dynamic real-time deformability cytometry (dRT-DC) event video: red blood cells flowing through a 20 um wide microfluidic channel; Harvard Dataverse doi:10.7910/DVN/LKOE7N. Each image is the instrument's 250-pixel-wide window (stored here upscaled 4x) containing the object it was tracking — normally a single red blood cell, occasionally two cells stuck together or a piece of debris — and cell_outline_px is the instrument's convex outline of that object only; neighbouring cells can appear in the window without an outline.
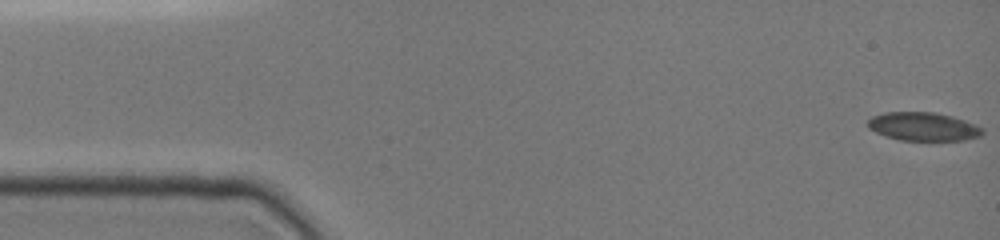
{"species": "common noctule bat (a hibernating species)", "species_latin": "Nyctalus noctula", "temperature_condition": "cold", "stored_images_in_passage": 8, "camera_frame_rate_fps": 3000, "um_per_image_px": 0.085, "animal": {"sex": "female", "body_mass_g": 19.0, "forearm_length_mm": 51.5}, "frame": {"image": 1, "passage_image": 1, "time_ms": 0.0, "image_size_px": [1000, 240], "cell_outline_px": [[984, 132], [980, 136], [964, 140], [900, 140], [876, 132], [868, 128], [868, 120], [872, 116], [884, 112], [936, 112], [952, 116], [976, 124], [984, 128]], "centroid_in_image_um": [78.5, 10.75], "position_along_channel_um": 6.5, "area_um2": 19.02}}
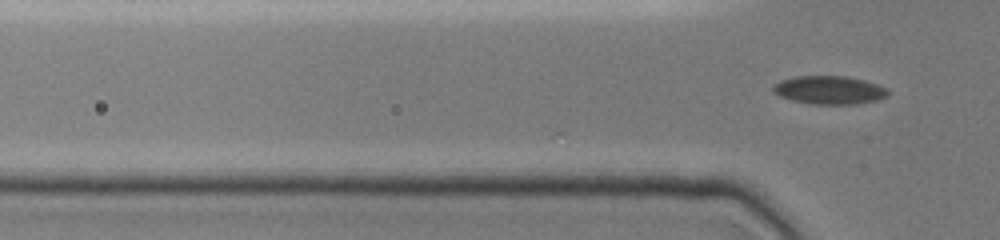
{"frame": {"image": 2, "passage_image": 8, "time_ms": 4.333, "image_size_px": [1000, 240], "cell_outline_px": [[888, 96], [880, 100], [856, 104], [812, 104], [792, 100], [780, 96], [772, 92], [772, 84], [780, 80], [796, 76], [848, 76], [864, 80], [876, 84], [884, 88], [888, 92]], "centroid_in_image_um": [70.46, 7.65], "position_along_channel_um": 55.3, "area_um2": 19.07}}